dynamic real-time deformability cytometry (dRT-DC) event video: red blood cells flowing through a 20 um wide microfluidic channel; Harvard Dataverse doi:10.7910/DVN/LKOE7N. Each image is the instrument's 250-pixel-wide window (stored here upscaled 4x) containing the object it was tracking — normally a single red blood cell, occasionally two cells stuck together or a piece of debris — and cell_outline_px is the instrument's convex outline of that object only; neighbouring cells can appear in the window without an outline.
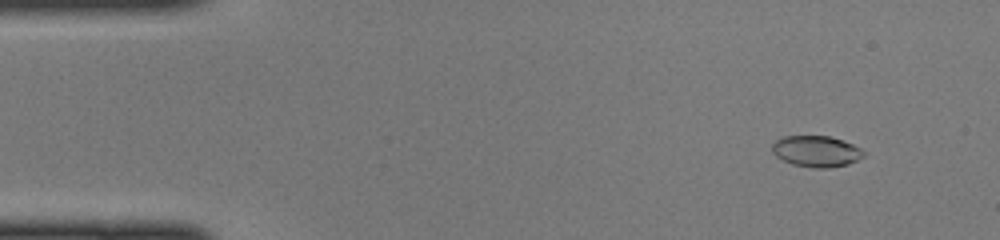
{"species": "common noctule bat (a hibernating species)", "species_latin": "Nyctalus noctula", "temperature_condition": "cold", "stored_images_in_passage": 44, "camera_frame_rate_fps": 3000, "um_per_image_px": 0.085, "animal": {"sex": "female", "body_mass_g": 22.0, "forearm_length_mm": 56.7}, "frame": {"image": 1, "passage_image": 5, "time_ms": 1.333, "image_size_px": [1000, 240], "cell_outline_px": [[868, 152], [864, 156], [848, 164], [828, 168], [816, 168], [792, 164], [776, 156], [772, 152], [772, 144], [776, 140], [784, 136], [828, 136], [844, 140]], "centroid_in_image_um": [69.41, 12.85], "position_along_channel_um": 15.6, "area_um2": 16.65}}
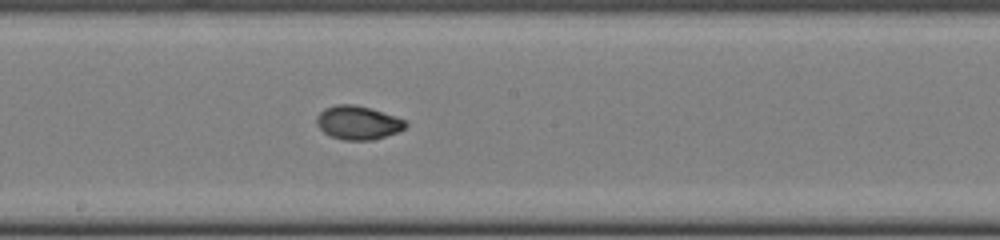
{"frame": {"image": 2, "passage_image": 26, "time_ms": 8.333, "image_size_px": [1000, 240], "cell_outline_px": [[408, 124], [404, 128], [396, 132], [372, 140], [344, 140], [332, 136], [324, 132], [316, 124], [316, 116], [324, 108], [336, 104], [356, 104], [408, 120]], "centroid_in_image_um": [30.42, 10.41], "position_along_channel_um": 217.8, "area_um2": 17.4}}
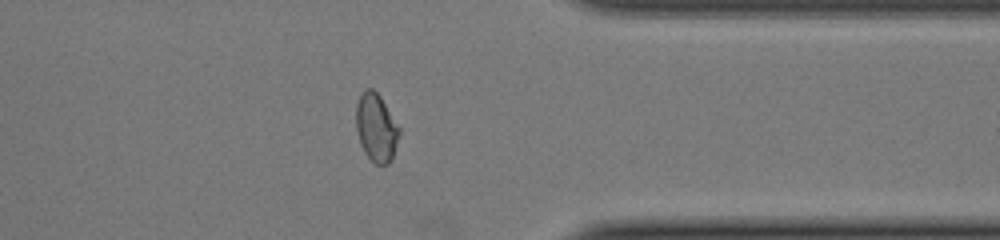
{"frame": {"image": 3, "passage_image": 38, "time_ms": 12.333, "image_size_px": [1000, 240], "cell_outline_px": [[400, 132], [392, 156], [388, 164], [376, 164], [364, 152], [360, 144], [356, 128], [356, 104], [360, 92], [364, 88], [372, 88], [380, 96], [400, 128]], "centroid_in_image_um": [31.95, 10.8], "position_along_channel_um": 379.5, "area_um2": 17.05}}